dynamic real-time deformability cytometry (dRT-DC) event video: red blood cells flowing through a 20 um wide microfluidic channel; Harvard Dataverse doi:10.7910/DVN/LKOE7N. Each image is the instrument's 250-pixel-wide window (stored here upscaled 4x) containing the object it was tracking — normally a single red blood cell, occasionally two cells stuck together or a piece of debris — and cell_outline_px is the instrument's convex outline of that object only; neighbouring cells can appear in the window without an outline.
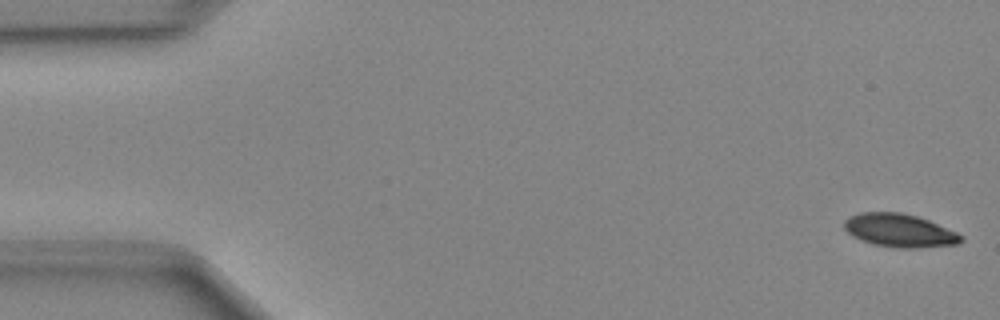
{"species": "Egyptian fruit bat (a non-hibernating species)", "species_latin": "Rousettus aegyptiacus", "temperature_condition": "cold", "stored_images_in_passage": 49, "camera_frame_rate_fps": 3000, "um_per_image_px": 0.085, "animal": {"sex": "female"}, "frame": {"image": 1, "passage_image": 1, "time_ms": 0.0, "image_size_px": [1000, 320], "cell_outline_px": [[964, 240], [956, 244], [916, 248], [896, 248], [872, 244], [860, 240], [852, 236], [844, 228], [844, 220], [860, 212], [900, 212], [916, 216], [928, 220], [956, 232], [964, 236]], "centroid_in_image_um": [76.45, 19.6], "position_along_channel_um": 8.6, "area_um2": 22.6}}
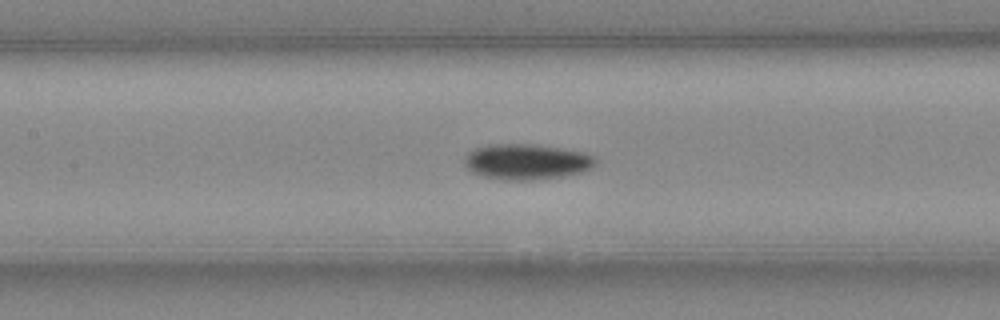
{"frame": {"image": 2, "passage_image": 22, "time_ms": 7.0, "image_size_px": [1000, 320], "cell_outline_px": [[596, 164], [592, 168], [584, 172], [560, 176], [532, 180], [504, 180], [480, 176], [472, 172], [464, 164], [464, 160], [468, 152], [476, 148], [488, 144], [536, 144], [584, 152], [596, 156]], "centroid_in_image_um": [44.77, 13.74], "position_along_channel_um": 162.6, "area_um2": 27.4}}
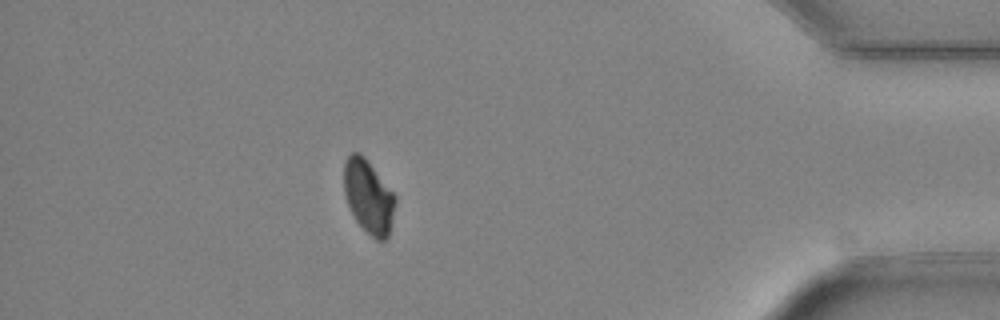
{"frame": {"image": 3, "passage_image": 43, "time_ms": 14.0, "image_size_px": [1000, 320], "cell_outline_px": [[396, 200], [388, 236], [384, 240], [376, 240], [356, 220], [348, 204], [344, 192], [344, 160], [352, 152], [356, 152], [364, 156], [396, 196]], "centroid_in_image_um": [31.31, 16.68], "position_along_channel_um": 403.9, "area_um2": 21.56}}